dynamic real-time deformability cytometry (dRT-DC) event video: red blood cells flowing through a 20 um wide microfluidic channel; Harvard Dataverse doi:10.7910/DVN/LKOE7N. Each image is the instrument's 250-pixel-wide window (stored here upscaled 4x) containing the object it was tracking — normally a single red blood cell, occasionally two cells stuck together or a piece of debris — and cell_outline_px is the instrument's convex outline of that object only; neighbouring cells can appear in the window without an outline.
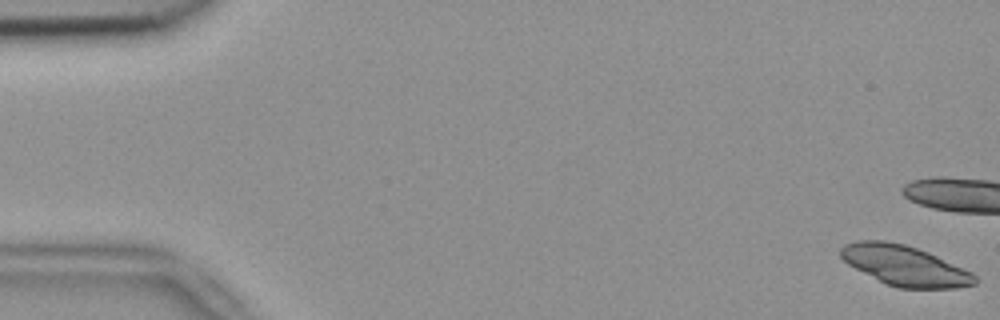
{"species": "common noctule bat (a hibernating species)", "species_latin": "Nyctalus noctula", "temperature_condition": "room temperature", "stored_images_in_passage": 14, "camera_frame_rate_fps": 3000, "um_per_image_px": 0.085, "animal": {"sex": "female", "body_mass_g": 18.4}, "frame": {"image": 1, "passage_image": 1, "time_ms": 0.0, "image_size_px": [1000, 320], "cell_outline_px": [[976, 284], [956, 288], [896, 288], [848, 264], [840, 256], [840, 248], [844, 244], [856, 240], [884, 240], [904, 244], [928, 252], [972, 272], [976, 276]], "centroid_in_image_um": [76.9, 22.56], "position_along_channel_um": 8.1, "area_um2": 31.1}}